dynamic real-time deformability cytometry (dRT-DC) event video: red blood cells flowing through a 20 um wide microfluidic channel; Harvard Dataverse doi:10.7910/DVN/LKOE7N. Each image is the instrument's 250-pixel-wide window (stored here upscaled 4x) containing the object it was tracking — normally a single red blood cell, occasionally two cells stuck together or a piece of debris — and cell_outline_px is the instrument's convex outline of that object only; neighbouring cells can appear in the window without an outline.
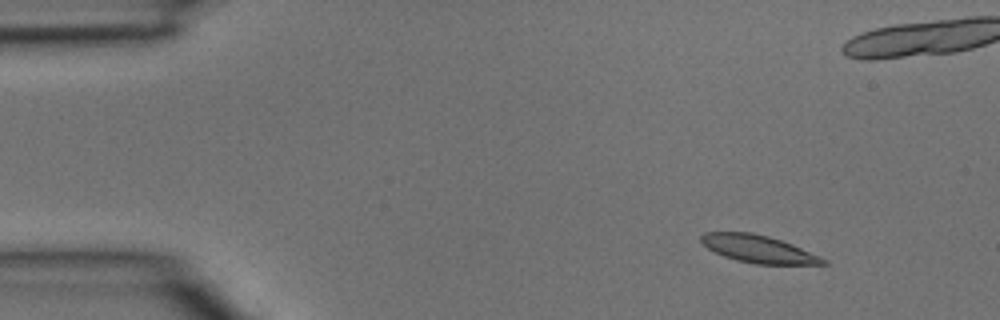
{"species": "common noctule bat (a hibernating species)", "species_latin": "Nyctalus noctula", "temperature_condition": "room temperature", "stored_images_in_passage": 4, "camera_frame_rate_fps": 3000, "um_per_image_px": 0.085, "animal": {"sex": "male", "body_mass_g": 15.6}, "frame": {"image": 1, "passage_image": 1, "time_ms": 0.0, "image_size_px": [1000, 320], "cell_outline_px": [[828, 264], [756, 264], [736, 260], [724, 256], [708, 248], [700, 240], [700, 236], [704, 232], [752, 232], [768, 236], [792, 244], [820, 256], [828, 260]], "centroid_in_image_um": [64.47, 21.16], "position_along_channel_um": 20.5, "area_um2": 19.42}}